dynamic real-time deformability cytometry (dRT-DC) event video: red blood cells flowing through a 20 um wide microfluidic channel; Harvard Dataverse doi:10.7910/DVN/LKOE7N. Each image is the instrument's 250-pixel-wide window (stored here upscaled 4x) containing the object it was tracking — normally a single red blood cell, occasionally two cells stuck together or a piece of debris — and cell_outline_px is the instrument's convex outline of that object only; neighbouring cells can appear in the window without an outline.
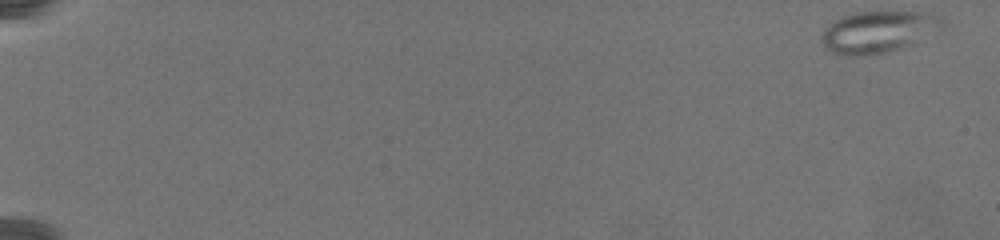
{"species": "common noctule bat (a hibernating species)", "species_latin": "Nyctalus noctula", "temperature_condition": "warm", "stored_images_in_passage": 78, "camera_frame_rate_fps": 3000, "um_per_image_px": 0.085, "animal": {"sex": "female", "body_mass_g": 19.5, "forearm_length_mm": 54.1}, "frame": {"image": 1, "passage_image": 1, "time_ms": 0.0, "image_size_px": [1000, 240], "cell_outline_px": [[948, 20], [944, 28], [900, 48], [888, 52], [856, 56], [852, 56], [832, 52], [824, 48], [820, 40], [820, 36], [824, 28], [828, 24], [844, 16], [856, 12], [920, 12], [944, 16]], "centroid_in_image_um": [74.67, 2.69], "position_along_channel_um": 10.3, "area_um2": 29.48}}
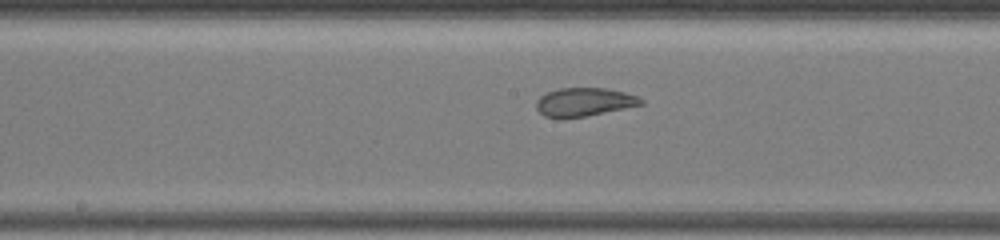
{"frame": {"image": 2, "passage_image": 44, "time_ms": 14.333, "image_size_px": [1000, 240], "cell_outline_px": [[644, 104], [584, 116], [544, 116], [536, 108], [536, 100], [540, 96], [548, 92], [560, 88], [604, 88], [624, 92], [636, 96], [644, 100]], "centroid_in_image_um": [49.66, 8.64], "position_along_channel_um": 198.5, "area_um2": 16.82}}
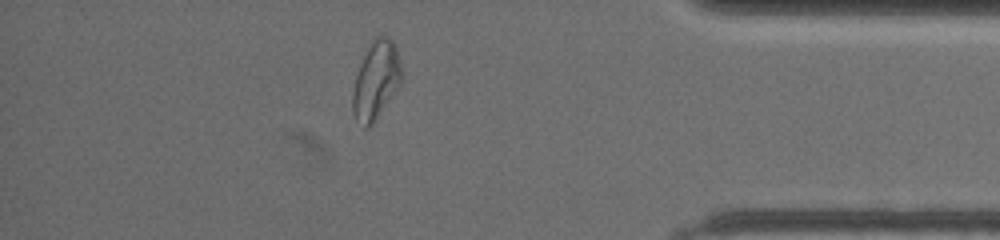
{"frame": {"image": 3, "passage_image": 69, "time_ms": 22.667, "image_size_px": [1000, 240], "cell_outline_px": [[400, 80], [376, 120], [368, 128], [364, 128], [356, 120], [352, 112], [352, 92], [356, 76], [360, 64], [372, 40], [376, 36], [388, 36], [392, 40], [396, 48], [400, 64]], "centroid_in_image_um": [31.91, 6.84], "position_along_channel_um": 403.3, "area_um2": 21.56}}